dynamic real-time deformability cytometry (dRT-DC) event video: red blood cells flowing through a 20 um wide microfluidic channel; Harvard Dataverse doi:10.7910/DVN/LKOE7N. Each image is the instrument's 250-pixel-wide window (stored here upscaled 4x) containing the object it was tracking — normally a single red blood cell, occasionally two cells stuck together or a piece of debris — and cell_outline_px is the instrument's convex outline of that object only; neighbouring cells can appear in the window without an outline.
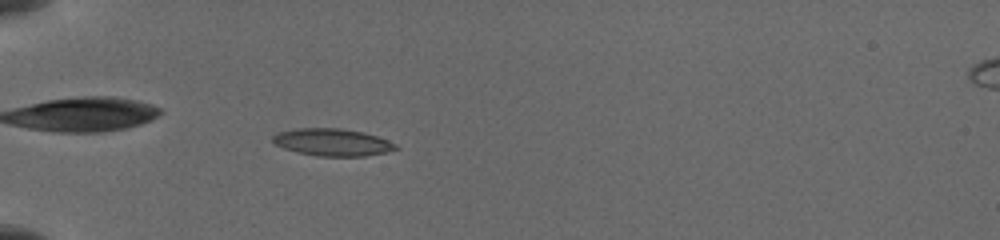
{"species": "common noctule bat (a hibernating species)", "species_latin": "Nyctalus noctula", "temperature_condition": "cold", "stored_images_in_passage": 39, "camera_frame_rate_fps": 3000, "um_per_image_px": 0.085, "animal": {"sex": "female", "body_mass_g": 19.5, "forearm_length_mm": 54.1}, "frame": {"image": 1, "passage_image": 7, "time_ms": 2.333, "image_size_px": [1000, 240], "cell_outline_px": [[400, 148], [388, 152], [364, 156], [316, 156], [296, 152], [284, 148], [276, 144], [272, 140], [272, 136], [276, 132], [296, 128], [340, 128], [360, 132], [376, 136], [388, 140], [396, 144]], "centroid_in_image_um": [28.24, 12.09], "position_along_channel_um": 56.8, "area_um2": 19.59}}
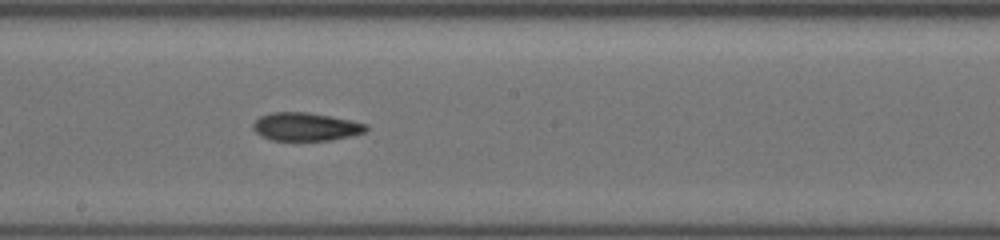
{"frame": {"image": 2, "passage_image": 21, "time_ms": 7.0, "image_size_px": [1000, 240], "cell_outline_px": [[368, 128], [364, 132], [332, 140], [272, 140], [260, 136], [252, 128], [252, 124], [260, 116], [272, 112], [304, 112], [328, 116], [368, 124]], "centroid_in_image_um": [25.94, 10.77], "position_along_channel_um": 222.3, "area_um2": 18.32}}
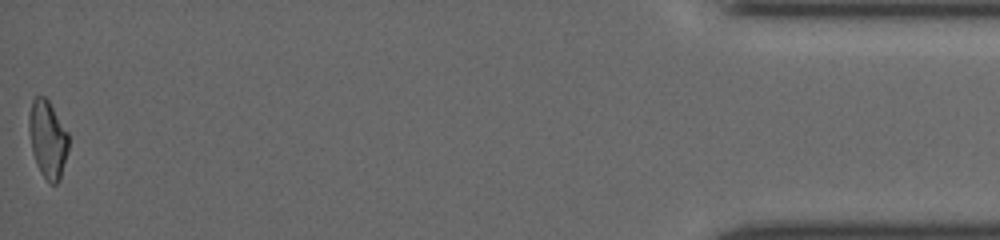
{"frame": {"image": 3, "passage_image": 39, "time_ms": 14.333, "image_size_px": [1000, 240], "cell_outline_px": [[68, 148], [60, 180], [56, 184], [48, 184], [40, 172], [36, 164], [32, 148], [28, 128], [28, 116], [32, 100], [36, 96], [44, 96], [48, 100], [68, 132]], "centroid_in_image_um": [4.04, 11.85], "position_along_channel_um": 431.2, "area_um2": 17.92}}